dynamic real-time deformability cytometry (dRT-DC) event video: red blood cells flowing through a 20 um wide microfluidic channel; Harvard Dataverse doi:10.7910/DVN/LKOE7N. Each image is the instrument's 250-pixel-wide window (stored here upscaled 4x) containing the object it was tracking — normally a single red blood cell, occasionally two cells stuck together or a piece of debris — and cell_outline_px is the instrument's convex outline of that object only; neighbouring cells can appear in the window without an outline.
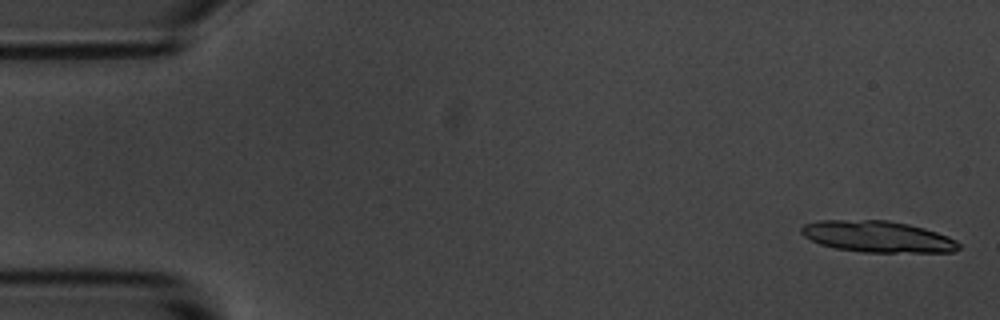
{"species": "common noctule bat (a hibernating species)", "species_latin": "Nyctalus noctula", "temperature_condition": "room temperature", "stored_images_in_passage": 26, "camera_frame_rate_fps": 3000, "um_per_image_px": 0.085, "animal": {"sex": "male", "body_mass_g": 20.1, "forearm_length_mm": 53.5}, "frame": {"image": 1, "passage_image": 2, "time_ms": 0.333, "image_size_px": [1000, 320], "cell_outline_px": [[960, 248], [952, 252], [864, 252], [836, 248], [820, 244], [804, 236], [800, 232], [800, 228], [804, 224], [816, 220], [888, 220], [908, 224], [924, 228], [948, 236], [956, 240], [960, 244]], "centroid_in_image_um": [74.59, 20.1], "position_along_channel_um": 10.4, "area_um2": 28.78}}
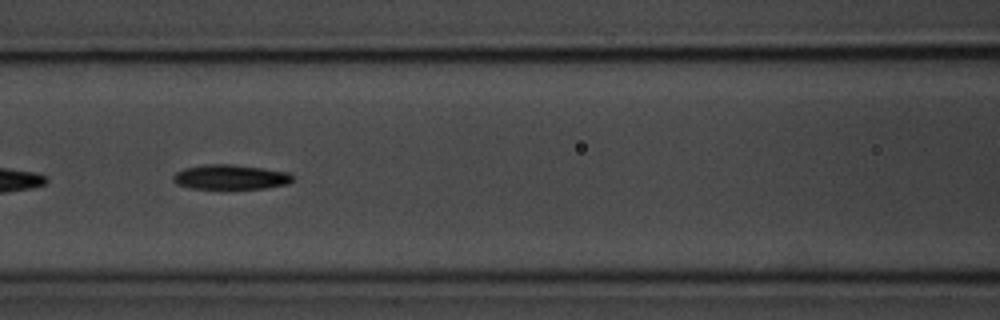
{"frame": {"image": 2, "passage_image": 24, "time_ms": 7.667, "image_size_px": [1000, 320], "cell_outline_px": [[296, 176], [288, 184], [264, 188], [192, 188], [176, 184], [172, 180], [172, 176], [176, 172], [184, 168], [204, 164], [232, 164], [264, 168], [288, 172]], "centroid_in_image_um": [19.6, 15.03], "position_along_channel_um": 147.0, "area_um2": 17.28}}